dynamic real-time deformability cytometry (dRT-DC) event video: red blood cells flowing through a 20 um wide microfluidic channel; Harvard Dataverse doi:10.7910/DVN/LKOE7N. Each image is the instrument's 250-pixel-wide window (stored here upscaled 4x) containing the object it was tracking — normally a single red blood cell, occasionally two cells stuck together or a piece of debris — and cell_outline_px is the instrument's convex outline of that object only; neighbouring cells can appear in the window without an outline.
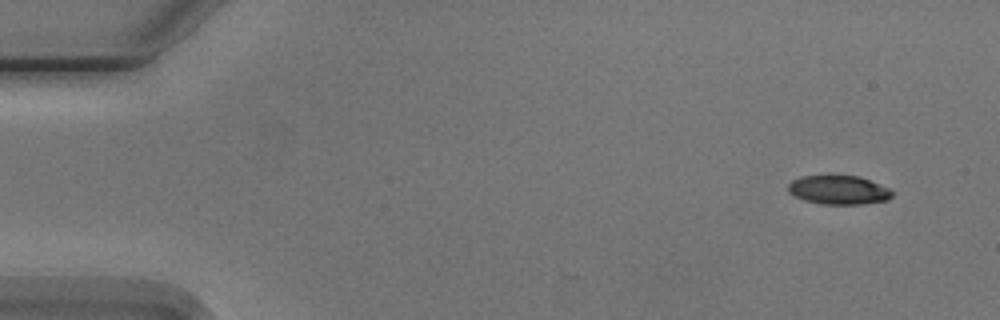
{"species": "Egyptian fruit bat (a non-hibernating species)", "species_latin": "Rousettus aegyptiacus", "temperature_condition": "cold", "stored_images_in_passage": 5, "camera_frame_rate_fps": 3000, "um_per_image_px": 0.085, "animal": {"sex": "male"}, "frame": {"image": 1, "passage_image": 1, "time_ms": 0.0, "image_size_px": [1000, 320], "cell_outline_px": [[892, 196], [888, 200], [860, 204], [820, 204], [804, 200], [792, 196], [788, 192], [788, 184], [792, 180], [800, 176], [860, 176], [888, 188], [892, 192]], "centroid_in_image_um": [71.24, 16.15], "position_along_channel_um": 13.8, "area_um2": 17.51}}
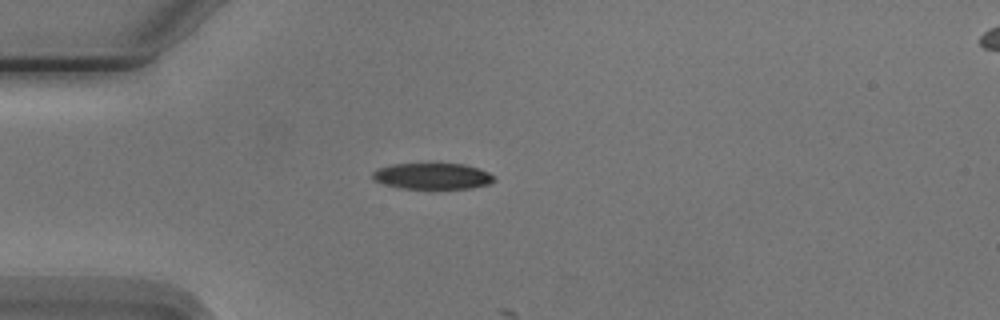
{"frame": {"image": 2, "passage_image": 4, "time_ms": 3.667, "image_size_px": [1000, 320], "cell_outline_px": [[496, 180], [488, 184], [472, 188], [400, 188], [384, 184], [376, 180], [372, 176], [372, 172], [376, 168], [392, 164], [464, 164], [480, 168], [488, 172]], "centroid_in_image_um": [36.75, 14.96], "position_along_channel_um": 48.2, "area_um2": 18.38}}